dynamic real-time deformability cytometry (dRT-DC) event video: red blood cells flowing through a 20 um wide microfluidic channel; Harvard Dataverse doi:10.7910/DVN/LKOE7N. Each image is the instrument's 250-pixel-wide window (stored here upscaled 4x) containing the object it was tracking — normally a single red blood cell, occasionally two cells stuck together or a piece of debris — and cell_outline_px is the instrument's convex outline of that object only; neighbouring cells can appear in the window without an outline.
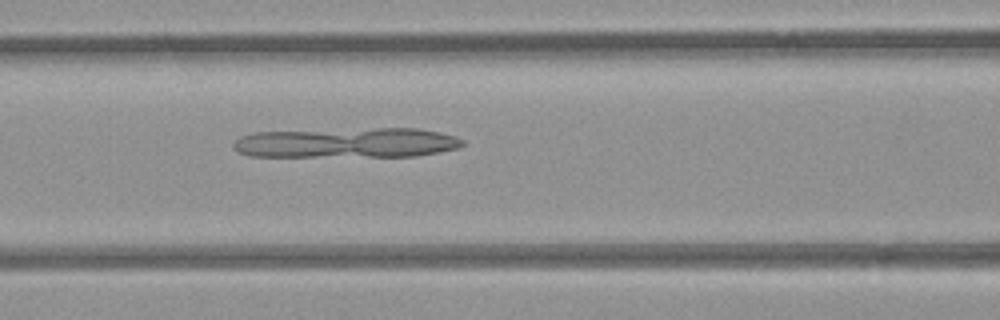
{"species": "common noctule bat (a hibernating species)", "species_latin": "Nyctalus noctula", "temperature_condition": "room temperature", "stored_images_in_passage": 52, "camera_frame_rate_fps": 3000, "um_per_image_px": 0.085, "animal": {"sex": "female", "body_mass_g": 21.9}, "frame": {"image": 1, "passage_image": 22, "time_ms": 7.0, "image_size_px": [1000, 320], "cell_outline_px": [[464, 144], [456, 148], [416, 156], [252, 156], [240, 152], [232, 148], [232, 144], [240, 136], [256, 132], [376, 128], [416, 128], [440, 132], [456, 136], [464, 140]], "centroid_in_image_um": [29.49, 12.13], "position_along_channel_um": 137.1, "area_um2": 39.94}}
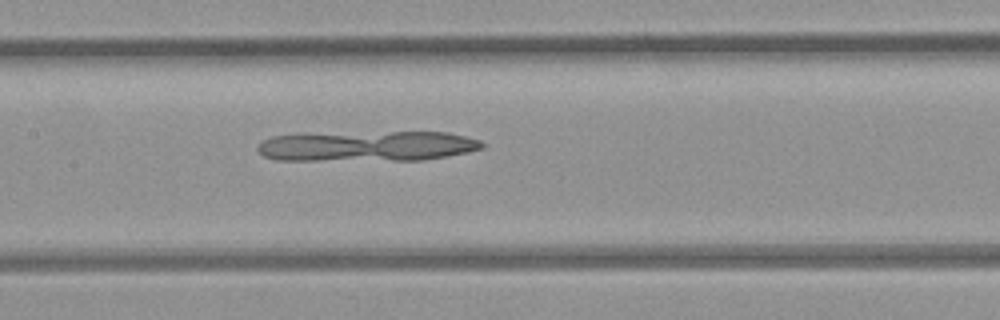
{"frame": {"image": 2, "passage_image": 25, "time_ms": 8.0, "image_size_px": [1000, 320], "cell_outline_px": [[484, 148], [468, 152], [424, 160], [276, 160], [264, 156], [256, 148], [264, 140], [272, 136], [392, 132], [448, 132], [480, 140], [484, 144]], "centroid_in_image_um": [31.29, 12.44], "position_along_channel_um": 176.1, "area_um2": 39.07}}
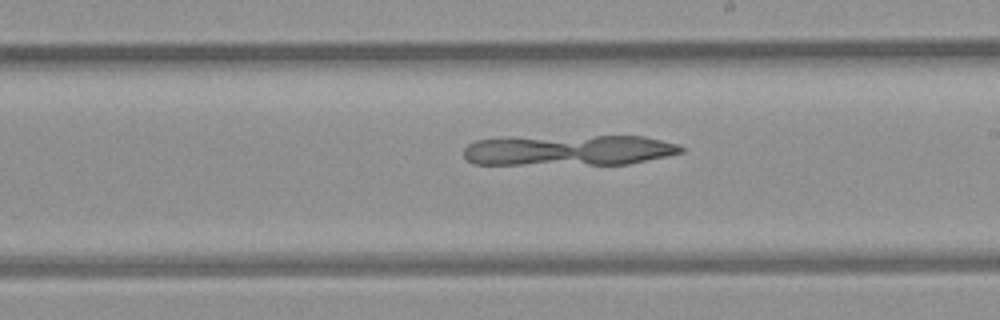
{"frame": {"image": 3, "passage_image": 30, "time_ms": 9.667, "image_size_px": [1000, 320], "cell_outline_px": [[684, 152], [668, 156], [628, 164], [472, 164], [464, 156], [464, 148], [468, 144], [476, 140], [504, 136], [644, 136], [680, 144], [684, 148]], "centroid_in_image_um": [48.33, 12.75], "position_along_channel_um": 240.7, "area_um2": 39.59}}